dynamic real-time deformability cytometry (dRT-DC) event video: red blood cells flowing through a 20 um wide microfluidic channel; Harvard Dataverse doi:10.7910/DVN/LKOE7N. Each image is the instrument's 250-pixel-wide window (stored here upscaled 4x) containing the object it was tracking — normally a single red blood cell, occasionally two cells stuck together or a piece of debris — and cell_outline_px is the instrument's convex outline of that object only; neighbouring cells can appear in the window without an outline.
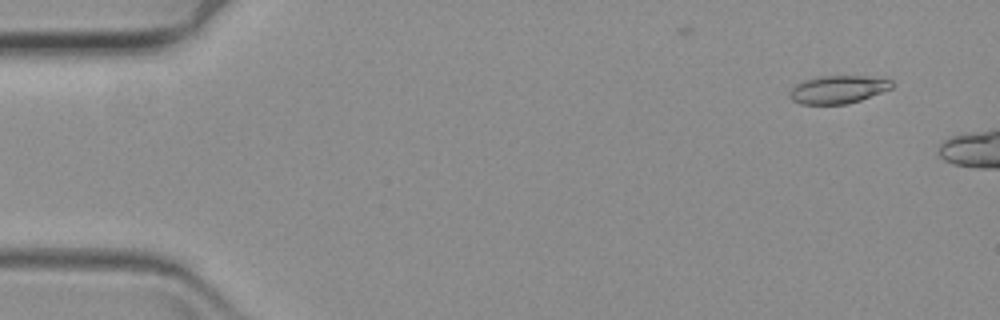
{"species": "common noctule bat (a hibernating species)", "species_latin": "Nyctalus noctula", "temperature_condition": "warm", "stored_images_in_passage": 11, "camera_frame_rate_fps": 3000, "um_per_image_px": 0.085, "animal": {"sex": "female", "body_mass_g": 19.3, "forearm_length_mm": 54.1}, "frame": {"image": 1, "passage_image": 5, "time_ms": 1.333, "image_size_px": [1000, 320], "cell_outline_px": [[892, 88], [860, 100], [848, 104], [800, 104], [792, 100], [788, 96], [788, 92], [796, 84], [804, 80], [820, 76], [864, 76], [892, 80]], "centroid_in_image_um": [71.18, 7.61], "position_along_channel_um": 13.8, "area_um2": 16.59}}